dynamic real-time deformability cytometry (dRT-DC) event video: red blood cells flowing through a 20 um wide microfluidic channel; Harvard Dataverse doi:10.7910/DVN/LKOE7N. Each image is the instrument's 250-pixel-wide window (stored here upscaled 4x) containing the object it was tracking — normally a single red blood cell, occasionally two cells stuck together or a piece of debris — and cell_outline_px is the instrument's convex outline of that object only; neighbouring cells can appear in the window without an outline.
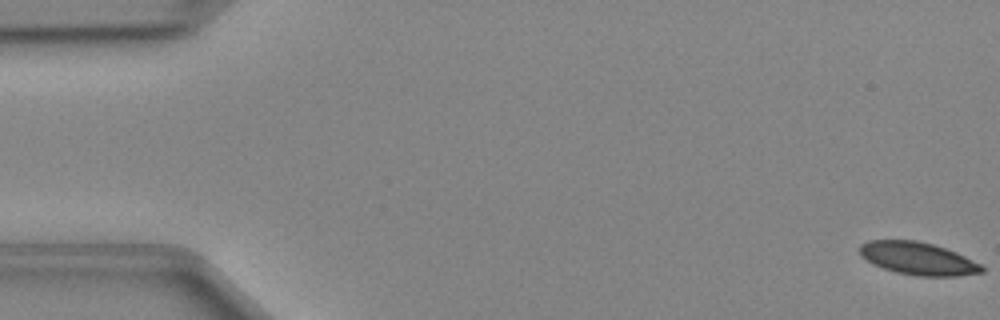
{"species": "Egyptian fruit bat (a non-hibernating species)", "species_latin": "Rousettus aegyptiacus", "temperature_condition": "cold", "stored_images_in_passage": 49, "camera_frame_rate_fps": 3000, "um_per_image_px": 0.085, "animal": {"sex": "female"}, "frame": {"image": 1, "passage_image": 1, "time_ms": 0.0, "image_size_px": [1000, 320], "cell_outline_px": [[984, 272], [956, 276], [916, 276], [896, 272], [884, 268], [860, 256], [860, 244], [868, 240], [916, 240], [932, 244], [956, 252], [980, 264], [984, 268]], "centroid_in_image_um": [78.02, 21.97], "position_along_channel_um": 7.0, "area_um2": 23.0}}
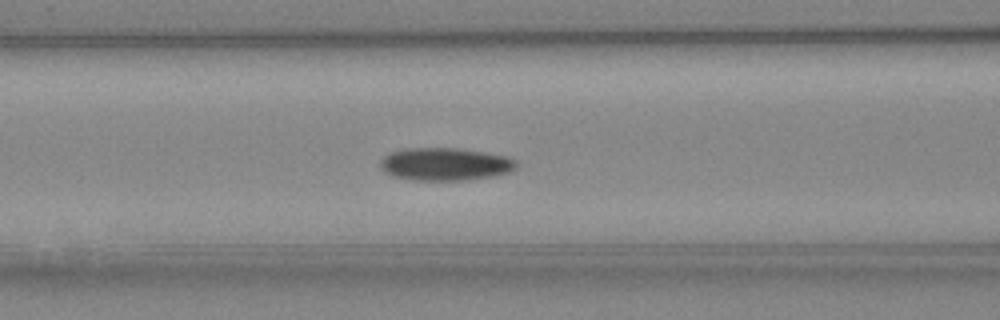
{"frame": {"image": 2, "passage_image": 20, "time_ms": 6.333, "image_size_px": [1000, 320], "cell_outline_px": [[516, 168], [508, 172], [496, 176], [464, 180], [416, 180], [392, 176], [384, 172], [380, 168], [380, 160], [388, 152], [404, 148], [460, 148], [508, 156], [516, 160]], "centroid_in_image_um": [37.82, 13.94], "position_along_channel_um": 128.8, "area_um2": 26.24}}
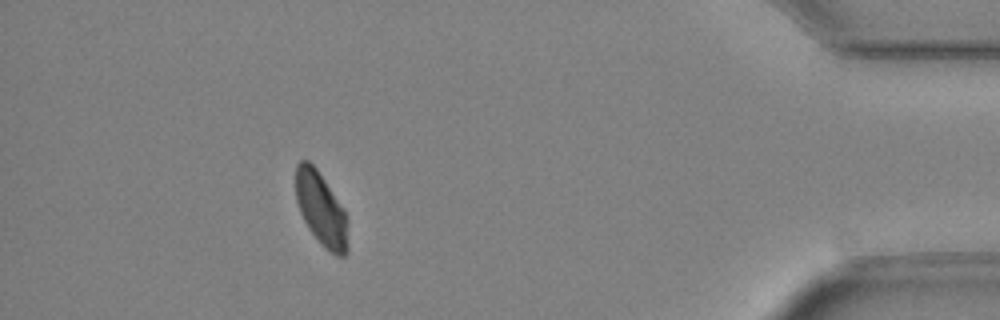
{"frame": {"image": 3, "passage_image": 44, "time_ms": 14.333, "image_size_px": [1000, 320], "cell_outline_px": [[348, 252], [344, 256], [336, 256], [324, 248], [308, 228], [300, 212], [296, 200], [296, 164], [300, 160], [308, 160], [316, 168], [344, 208], [348, 220]], "centroid_in_image_um": [27.32, 17.8], "position_along_channel_um": 407.9, "area_um2": 22.54}}